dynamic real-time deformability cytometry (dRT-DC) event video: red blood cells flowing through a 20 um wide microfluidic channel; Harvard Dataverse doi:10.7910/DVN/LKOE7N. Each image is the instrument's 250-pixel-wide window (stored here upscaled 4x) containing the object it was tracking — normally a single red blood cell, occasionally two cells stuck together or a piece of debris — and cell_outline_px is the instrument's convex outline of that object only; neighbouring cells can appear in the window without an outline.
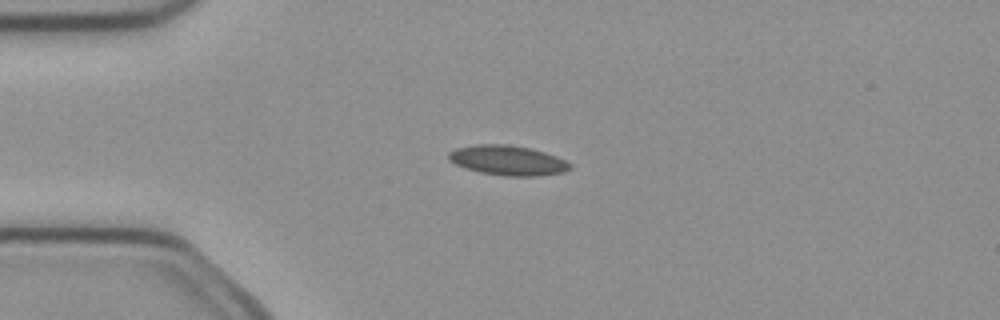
{"species": "common noctule bat (a hibernating species)", "species_latin": "Nyctalus noctula", "temperature_condition": "cold", "stored_images_in_passage": 6, "camera_frame_rate_fps": 3000, "um_per_image_px": 0.085, "animal": {"sex": "female", "body_mass_g": 21.9}, "frame": {"image": 1, "passage_image": 4, "time_ms": 1.0, "image_size_px": [1000, 320], "cell_outline_px": [[572, 168], [564, 172], [540, 176], [504, 176], [480, 172], [464, 168], [448, 160], [448, 152], [456, 148], [476, 144], [508, 144], [532, 148], [556, 156], [572, 164]], "centroid_in_image_um": [43.16, 13.63], "position_along_channel_um": 41.8, "area_um2": 21.33}}